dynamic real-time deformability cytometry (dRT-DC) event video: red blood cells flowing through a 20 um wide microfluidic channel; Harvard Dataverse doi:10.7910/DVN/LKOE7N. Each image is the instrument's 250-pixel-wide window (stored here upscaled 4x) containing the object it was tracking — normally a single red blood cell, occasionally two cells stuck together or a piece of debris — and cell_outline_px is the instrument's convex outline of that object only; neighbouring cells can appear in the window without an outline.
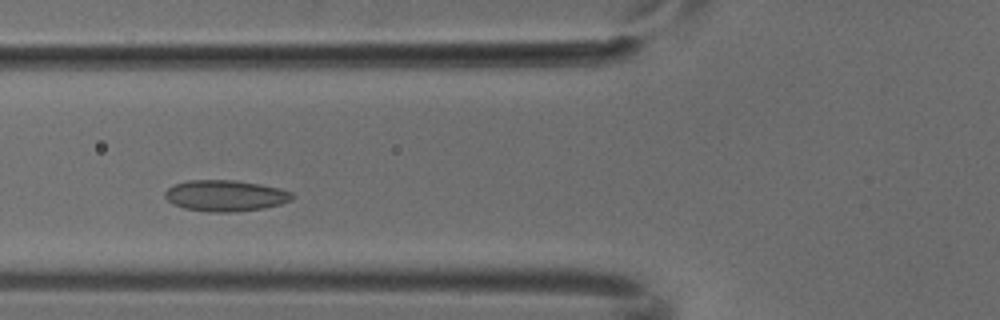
{"species": "common noctule bat (a hibernating species)", "species_latin": "Nyctalus noctula", "temperature_condition": "cold", "stored_images_in_passage": 6, "camera_frame_rate_fps": 3000, "um_per_image_px": 0.085, "animal": {"sex": "male", "body_mass_g": 18.8}, "frame": {"image": 1, "passage_image": 4, "time_ms": 1.0, "image_size_px": [1000, 320], "cell_outline_px": [[296, 196], [292, 200], [280, 204], [260, 208], [236, 212], [208, 212], [184, 208], [172, 204], [164, 196], [164, 192], [172, 184], [188, 180], [236, 180], [260, 184], [280, 188], [292, 192]], "centroid_in_image_um": [19.14, 16.62], "position_along_channel_um": 106.7, "area_um2": 23.29}}
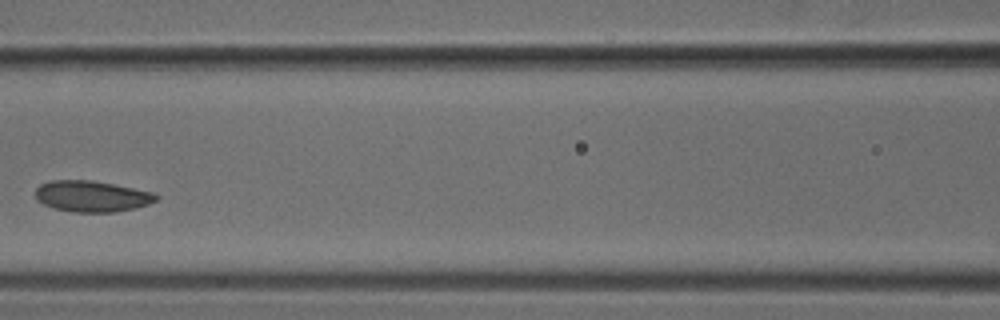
{"frame": {"image": 2, "passage_image": 5, "time_ms": 1.333, "image_size_px": [1000, 320], "cell_outline_px": [[160, 196], [156, 200], [148, 204], [136, 208], [116, 212], [72, 212], [52, 208], [36, 200], [36, 188], [40, 184], [48, 180], [92, 180], [156, 192]], "centroid_in_image_um": [7.81, 16.68], "position_along_channel_um": 158.8, "area_um2": 22.2}}
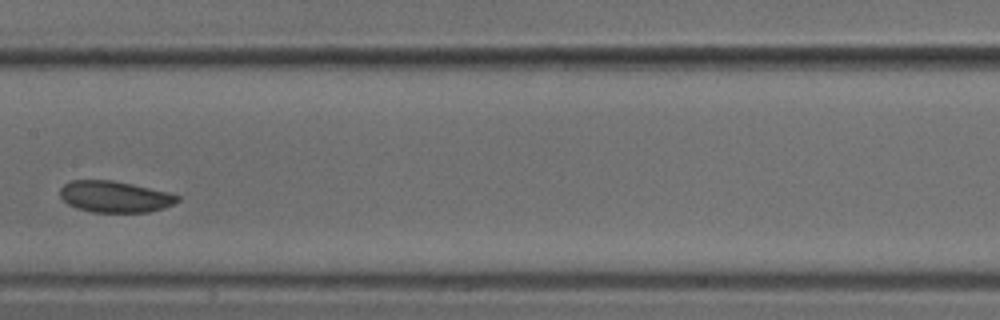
{"frame": {"image": 3, "passage_image": 6, "time_ms": 1.667, "image_size_px": [1000, 320], "cell_outline_px": [[180, 200], [164, 208], [148, 212], [92, 212], [76, 208], [68, 204], [60, 196], [60, 188], [64, 184], [72, 180], [112, 180], [132, 184], [168, 192], [180, 196]], "centroid_in_image_um": [9.75, 16.72], "position_along_channel_um": 197.6, "area_um2": 21.44}}